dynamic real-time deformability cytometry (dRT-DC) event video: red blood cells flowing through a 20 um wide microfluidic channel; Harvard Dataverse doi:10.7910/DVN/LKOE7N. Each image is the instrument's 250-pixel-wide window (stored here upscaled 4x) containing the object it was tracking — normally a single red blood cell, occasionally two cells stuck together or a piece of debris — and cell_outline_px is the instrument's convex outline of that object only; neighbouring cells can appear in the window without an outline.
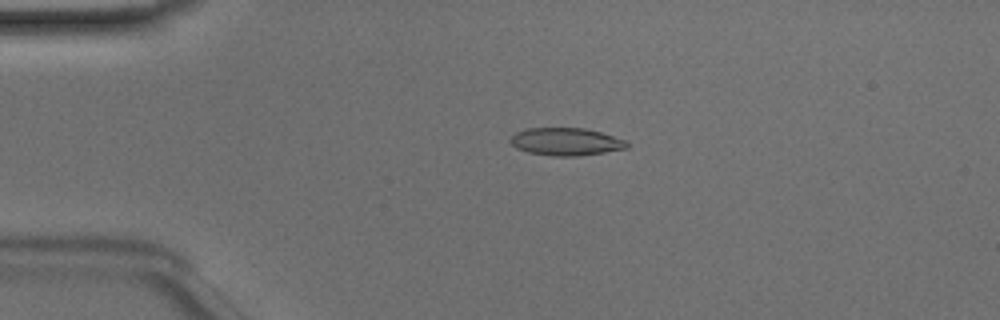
{"species": "Egyptian fruit bat (a non-hibernating species)", "species_latin": "Rousettus aegyptiacus", "temperature_condition": "room temperature", "stored_images_in_passage": 43, "camera_frame_rate_fps": 3000, "um_per_image_px": 0.085, "animal": {"sex": "male"}, "frame": {"image": 1, "passage_image": 5, "time_ms": 1.333, "image_size_px": [1000, 320], "cell_outline_px": [[628, 148], [604, 152], [576, 156], [552, 156], [528, 152], [516, 148], [508, 140], [516, 132], [524, 128], [584, 128], [600, 132], [628, 140]], "centroid_in_image_um": [48.1, 12.04], "position_along_channel_um": 36.9, "area_um2": 18.84}}
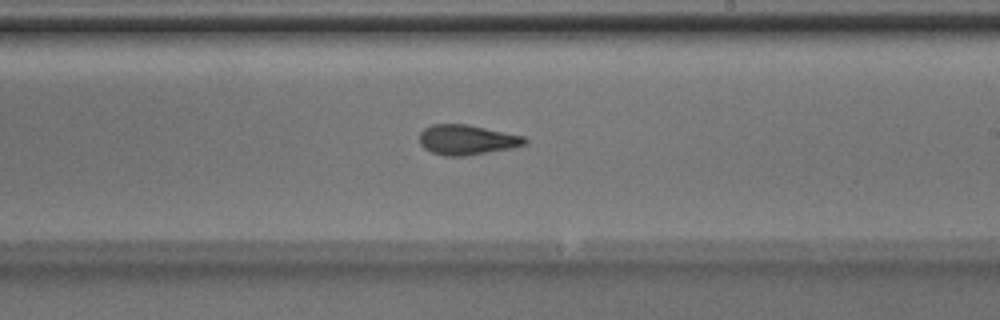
{"frame": {"image": 2, "passage_image": 23, "time_ms": 7.333, "image_size_px": [1000, 320], "cell_outline_px": [[528, 144], [512, 148], [464, 156], [444, 156], [432, 152], [424, 148], [420, 144], [420, 132], [424, 128], [432, 124], [468, 124], [524, 136], [528, 140]], "centroid_in_image_um": [39.7, 11.88], "position_along_channel_um": 249.3, "area_um2": 18.5}}
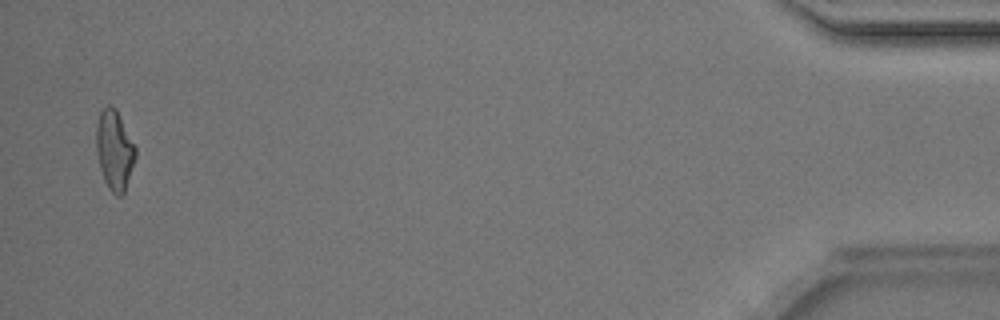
{"frame": {"image": 3, "passage_image": 42, "time_ms": 13.667, "image_size_px": [1000, 320], "cell_outline_px": [[136, 156], [124, 192], [120, 196], [116, 196], [108, 188], [104, 180], [100, 168], [96, 152], [96, 124], [100, 112], [108, 104], [116, 108], [136, 148]], "centroid_in_image_um": [9.71, 12.75], "position_along_channel_um": 425.5, "area_um2": 18.15}, "authors_computed_cell_mechanics": {"area_um2": 18.3226, "velocity_mm_per_s": 4.1351, "shape_relaxation_time_tau1_ms": 3.9876, "shape_relaxation_time_tau2_ms": 1.6736, "deformation_change_tau1": 0.1617, "deformation_change_tau2": 0.0893}}